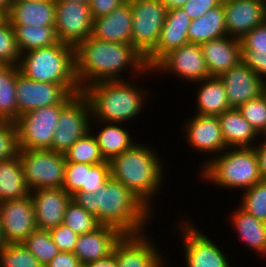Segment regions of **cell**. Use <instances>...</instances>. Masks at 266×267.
Returning <instances> with one entry per match:
<instances>
[{
	"label": "cell",
	"instance_id": "cell-48",
	"mask_svg": "<svg viewBox=\"0 0 266 267\" xmlns=\"http://www.w3.org/2000/svg\"><path fill=\"white\" fill-rule=\"evenodd\" d=\"M242 62L266 82V55H242Z\"/></svg>",
	"mask_w": 266,
	"mask_h": 267
},
{
	"label": "cell",
	"instance_id": "cell-21",
	"mask_svg": "<svg viewBox=\"0 0 266 267\" xmlns=\"http://www.w3.org/2000/svg\"><path fill=\"white\" fill-rule=\"evenodd\" d=\"M30 196L38 229L49 231L63 224L66 207L72 199L63 188L35 189Z\"/></svg>",
	"mask_w": 266,
	"mask_h": 267
},
{
	"label": "cell",
	"instance_id": "cell-54",
	"mask_svg": "<svg viewBox=\"0 0 266 267\" xmlns=\"http://www.w3.org/2000/svg\"><path fill=\"white\" fill-rule=\"evenodd\" d=\"M6 245L7 243L4 239L2 228H1V222H0V250H2Z\"/></svg>",
	"mask_w": 266,
	"mask_h": 267
},
{
	"label": "cell",
	"instance_id": "cell-14",
	"mask_svg": "<svg viewBox=\"0 0 266 267\" xmlns=\"http://www.w3.org/2000/svg\"><path fill=\"white\" fill-rule=\"evenodd\" d=\"M153 73L177 77L194 83L211 77L200 44H187L164 55L152 68ZM179 78V79H178Z\"/></svg>",
	"mask_w": 266,
	"mask_h": 267
},
{
	"label": "cell",
	"instance_id": "cell-25",
	"mask_svg": "<svg viewBox=\"0 0 266 267\" xmlns=\"http://www.w3.org/2000/svg\"><path fill=\"white\" fill-rule=\"evenodd\" d=\"M122 124L123 123L90 121V131L95 136L105 161L110 162L113 158L120 155L125 150L130 149L136 143L134 137L131 135L130 129L124 128ZM93 127L97 129L100 128L94 133Z\"/></svg>",
	"mask_w": 266,
	"mask_h": 267
},
{
	"label": "cell",
	"instance_id": "cell-33",
	"mask_svg": "<svg viewBox=\"0 0 266 267\" xmlns=\"http://www.w3.org/2000/svg\"><path fill=\"white\" fill-rule=\"evenodd\" d=\"M19 67L0 64V120L15 122L18 119L16 78Z\"/></svg>",
	"mask_w": 266,
	"mask_h": 267
},
{
	"label": "cell",
	"instance_id": "cell-13",
	"mask_svg": "<svg viewBox=\"0 0 266 267\" xmlns=\"http://www.w3.org/2000/svg\"><path fill=\"white\" fill-rule=\"evenodd\" d=\"M149 232L122 235L112 252L117 267H168L167 262L170 260L162 255L164 252L160 253L158 244Z\"/></svg>",
	"mask_w": 266,
	"mask_h": 267
},
{
	"label": "cell",
	"instance_id": "cell-52",
	"mask_svg": "<svg viewBox=\"0 0 266 267\" xmlns=\"http://www.w3.org/2000/svg\"><path fill=\"white\" fill-rule=\"evenodd\" d=\"M163 5L166 7V10L170 9H179L182 8L183 5L188 1V0H160Z\"/></svg>",
	"mask_w": 266,
	"mask_h": 267
},
{
	"label": "cell",
	"instance_id": "cell-47",
	"mask_svg": "<svg viewBox=\"0 0 266 267\" xmlns=\"http://www.w3.org/2000/svg\"><path fill=\"white\" fill-rule=\"evenodd\" d=\"M127 0H89L92 18L107 15L124 4Z\"/></svg>",
	"mask_w": 266,
	"mask_h": 267
},
{
	"label": "cell",
	"instance_id": "cell-43",
	"mask_svg": "<svg viewBox=\"0 0 266 267\" xmlns=\"http://www.w3.org/2000/svg\"><path fill=\"white\" fill-rule=\"evenodd\" d=\"M242 55H266V20L241 39Z\"/></svg>",
	"mask_w": 266,
	"mask_h": 267
},
{
	"label": "cell",
	"instance_id": "cell-19",
	"mask_svg": "<svg viewBox=\"0 0 266 267\" xmlns=\"http://www.w3.org/2000/svg\"><path fill=\"white\" fill-rule=\"evenodd\" d=\"M190 24L191 18L182 8L170 9L166 12L158 42L144 57L149 69L173 49L189 44L188 30Z\"/></svg>",
	"mask_w": 266,
	"mask_h": 267
},
{
	"label": "cell",
	"instance_id": "cell-22",
	"mask_svg": "<svg viewBox=\"0 0 266 267\" xmlns=\"http://www.w3.org/2000/svg\"><path fill=\"white\" fill-rule=\"evenodd\" d=\"M122 235L115 227L100 225L92 232L79 235L73 253L83 266L107 258Z\"/></svg>",
	"mask_w": 266,
	"mask_h": 267
},
{
	"label": "cell",
	"instance_id": "cell-39",
	"mask_svg": "<svg viewBox=\"0 0 266 267\" xmlns=\"http://www.w3.org/2000/svg\"><path fill=\"white\" fill-rule=\"evenodd\" d=\"M20 57L13 26L6 17L0 22V64L18 66Z\"/></svg>",
	"mask_w": 266,
	"mask_h": 267
},
{
	"label": "cell",
	"instance_id": "cell-42",
	"mask_svg": "<svg viewBox=\"0 0 266 267\" xmlns=\"http://www.w3.org/2000/svg\"><path fill=\"white\" fill-rule=\"evenodd\" d=\"M19 145L15 122L0 120V161L18 155Z\"/></svg>",
	"mask_w": 266,
	"mask_h": 267
},
{
	"label": "cell",
	"instance_id": "cell-24",
	"mask_svg": "<svg viewBox=\"0 0 266 267\" xmlns=\"http://www.w3.org/2000/svg\"><path fill=\"white\" fill-rule=\"evenodd\" d=\"M132 11L128 1L111 13L93 19L91 36L99 40L131 44Z\"/></svg>",
	"mask_w": 266,
	"mask_h": 267
},
{
	"label": "cell",
	"instance_id": "cell-1",
	"mask_svg": "<svg viewBox=\"0 0 266 267\" xmlns=\"http://www.w3.org/2000/svg\"><path fill=\"white\" fill-rule=\"evenodd\" d=\"M74 60L75 77L81 90L97 82L127 80L123 71L132 79L139 78L148 69L144 56L132 44L108 42L92 36L74 48Z\"/></svg>",
	"mask_w": 266,
	"mask_h": 267
},
{
	"label": "cell",
	"instance_id": "cell-45",
	"mask_svg": "<svg viewBox=\"0 0 266 267\" xmlns=\"http://www.w3.org/2000/svg\"><path fill=\"white\" fill-rule=\"evenodd\" d=\"M53 242L59 251L73 252L76 241L79 237L74 231L64 224L49 230Z\"/></svg>",
	"mask_w": 266,
	"mask_h": 267
},
{
	"label": "cell",
	"instance_id": "cell-2",
	"mask_svg": "<svg viewBox=\"0 0 266 267\" xmlns=\"http://www.w3.org/2000/svg\"><path fill=\"white\" fill-rule=\"evenodd\" d=\"M72 200L93 214L101 225L115 227L122 234L145 232L154 220L152 217H157L137 195L112 177L96 194L77 191Z\"/></svg>",
	"mask_w": 266,
	"mask_h": 267
},
{
	"label": "cell",
	"instance_id": "cell-53",
	"mask_svg": "<svg viewBox=\"0 0 266 267\" xmlns=\"http://www.w3.org/2000/svg\"><path fill=\"white\" fill-rule=\"evenodd\" d=\"M12 0H0V10L7 16Z\"/></svg>",
	"mask_w": 266,
	"mask_h": 267
},
{
	"label": "cell",
	"instance_id": "cell-34",
	"mask_svg": "<svg viewBox=\"0 0 266 267\" xmlns=\"http://www.w3.org/2000/svg\"><path fill=\"white\" fill-rule=\"evenodd\" d=\"M66 162L84 163L96 165L106 162L102 156L95 136L91 131L87 132L83 137L79 138L64 153Z\"/></svg>",
	"mask_w": 266,
	"mask_h": 267
},
{
	"label": "cell",
	"instance_id": "cell-10",
	"mask_svg": "<svg viewBox=\"0 0 266 267\" xmlns=\"http://www.w3.org/2000/svg\"><path fill=\"white\" fill-rule=\"evenodd\" d=\"M66 105H49L32 110L15 121L19 150L50 149L61 110Z\"/></svg>",
	"mask_w": 266,
	"mask_h": 267
},
{
	"label": "cell",
	"instance_id": "cell-15",
	"mask_svg": "<svg viewBox=\"0 0 266 267\" xmlns=\"http://www.w3.org/2000/svg\"><path fill=\"white\" fill-rule=\"evenodd\" d=\"M89 3L55 0V33L58 41L74 48L92 34Z\"/></svg>",
	"mask_w": 266,
	"mask_h": 267
},
{
	"label": "cell",
	"instance_id": "cell-51",
	"mask_svg": "<svg viewBox=\"0 0 266 267\" xmlns=\"http://www.w3.org/2000/svg\"><path fill=\"white\" fill-rule=\"evenodd\" d=\"M85 267H117L115 255L112 253L107 258L100 259L84 265Z\"/></svg>",
	"mask_w": 266,
	"mask_h": 267
},
{
	"label": "cell",
	"instance_id": "cell-7",
	"mask_svg": "<svg viewBox=\"0 0 266 267\" xmlns=\"http://www.w3.org/2000/svg\"><path fill=\"white\" fill-rule=\"evenodd\" d=\"M178 218L176 222V232L182 243L184 263L186 267H233L232 260L229 259L227 253L221 248L220 242L217 244L212 240V236L204 234L199 230L195 221L193 222L187 216ZM189 219V220H188ZM195 223V224H194ZM179 227V228H178ZM198 227V228H197ZM184 266V267H185Z\"/></svg>",
	"mask_w": 266,
	"mask_h": 267
},
{
	"label": "cell",
	"instance_id": "cell-6",
	"mask_svg": "<svg viewBox=\"0 0 266 267\" xmlns=\"http://www.w3.org/2000/svg\"><path fill=\"white\" fill-rule=\"evenodd\" d=\"M18 67L21 74L35 82L78 85L74 47L65 43L22 53Z\"/></svg>",
	"mask_w": 266,
	"mask_h": 267
},
{
	"label": "cell",
	"instance_id": "cell-5",
	"mask_svg": "<svg viewBox=\"0 0 266 267\" xmlns=\"http://www.w3.org/2000/svg\"><path fill=\"white\" fill-rule=\"evenodd\" d=\"M198 170L202 182L224 190L242 192L262 180L254 147L226 148Z\"/></svg>",
	"mask_w": 266,
	"mask_h": 267
},
{
	"label": "cell",
	"instance_id": "cell-36",
	"mask_svg": "<svg viewBox=\"0 0 266 267\" xmlns=\"http://www.w3.org/2000/svg\"><path fill=\"white\" fill-rule=\"evenodd\" d=\"M63 224L77 235L92 232L101 225L93 214L87 212L72 199L66 207Z\"/></svg>",
	"mask_w": 266,
	"mask_h": 267
},
{
	"label": "cell",
	"instance_id": "cell-9",
	"mask_svg": "<svg viewBox=\"0 0 266 267\" xmlns=\"http://www.w3.org/2000/svg\"><path fill=\"white\" fill-rule=\"evenodd\" d=\"M18 117L49 105H67L78 93L79 85H58L35 82L19 73L16 78Z\"/></svg>",
	"mask_w": 266,
	"mask_h": 267
},
{
	"label": "cell",
	"instance_id": "cell-17",
	"mask_svg": "<svg viewBox=\"0 0 266 267\" xmlns=\"http://www.w3.org/2000/svg\"><path fill=\"white\" fill-rule=\"evenodd\" d=\"M0 222L7 244L22 243L37 228L31 196L1 202Z\"/></svg>",
	"mask_w": 266,
	"mask_h": 267
},
{
	"label": "cell",
	"instance_id": "cell-27",
	"mask_svg": "<svg viewBox=\"0 0 266 267\" xmlns=\"http://www.w3.org/2000/svg\"><path fill=\"white\" fill-rule=\"evenodd\" d=\"M6 17L11 25L55 26V0H12Z\"/></svg>",
	"mask_w": 266,
	"mask_h": 267
},
{
	"label": "cell",
	"instance_id": "cell-49",
	"mask_svg": "<svg viewBox=\"0 0 266 267\" xmlns=\"http://www.w3.org/2000/svg\"><path fill=\"white\" fill-rule=\"evenodd\" d=\"M73 252L60 251L45 267H81Z\"/></svg>",
	"mask_w": 266,
	"mask_h": 267
},
{
	"label": "cell",
	"instance_id": "cell-35",
	"mask_svg": "<svg viewBox=\"0 0 266 267\" xmlns=\"http://www.w3.org/2000/svg\"><path fill=\"white\" fill-rule=\"evenodd\" d=\"M22 243L43 267L60 252L50 232L43 229L36 228Z\"/></svg>",
	"mask_w": 266,
	"mask_h": 267
},
{
	"label": "cell",
	"instance_id": "cell-3",
	"mask_svg": "<svg viewBox=\"0 0 266 267\" xmlns=\"http://www.w3.org/2000/svg\"><path fill=\"white\" fill-rule=\"evenodd\" d=\"M150 145L151 142L146 145L136 141L130 149L125 150L109 163L111 177L124 184L153 212H156L157 209L153 207H155V200L157 201L156 197L165 189L163 187L167 181L165 164L168 163L163 162L161 153L158 154V150Z\"/></svg>",
	"mask_w": 266,
	"mask_h": 267
},
{
	"label": "cell",
	"instance_id": "cell-30",
	"mask_svg": "<svg viewBox=\"0 0 266 267\" xmlns=\"http://www.w3.org/2000/svg\"><path fill=\"white\" fill-rule=\"evenodd\" d=\"M227 36L223 3L208 10L205 15L191 20L188 30L190 44H202L212 39Z\"/></svg>",
	"mask_w": 266,
	"mask_h": 267
},
{
	"label": "cell",
	"instance_id": "cell-29",
	"mask_svg": "<svg viewBox=\"0 0 266 267\" xmlns=\"http://www.w3.org/2000/svg\"><path fill=\"white\" fill-rule=\"evenodd\" d=\"M193 84L198 85L195 97L197 111L194 114L218 116L231 109L225 87L219 77L211 76Z\"/></svg>",
	"mask_w": 266,
	"mask_h": 267
},
{
	"label": "cell",
	"instance_id": "cell-56",
	"mask_svg": "<svg viewBox=\"0 0 266 267\" xmlns=\"http://www.w3.org/2000/svg\"><path fill=\"white\" fill-rule=\"evenodd\" d=\"M6 18V15L0 10V22Z\"/></svg>",
	"mask_w": 266,
	"mask_h": 267
},
{
	"label": "cell",
	"instance_id": "cell-32",
	"mask_svg": "<svg viewBox=\"0 0 266 267\" xmlns=\"http://www.w3.org/2000/svg\"><path fill=\"white\" fill-rule=\"evenodd\" d=\"M20 53L57 44L55 26L12 25Z\"/></svg>",
	"mask_w": 266,
	"mask_h": 267
},
{
	"label": "cell",
	"instance_id": "cell-18",
	"mask_svg": "<svg viewBox=\"0 0 266 267\" xmlns=\"http://www.w3.org/2000/svg\"><path fill=\"white\" fill-rule=\"evenodd\" d=\"M218 77L225 87L231 108L261 97L266 91V82L242 61Z\"/></svg>",
	"mask_w": 266,
	"mask_h": 267
},
{
	"label": "cell",
	"instance_id": "cell-40",
	"mask_svg": "<svg viewBox=\"0 0 266 267\" xmlns=\"http://www.w3.org/2000/svg\"><path fill=\"white\" fill-rule=\"evenodd\" d=\"M237 109L259 135L266 130V91L261 97L249 100Z\"/></svg>",
	"mask_w": 266,
	"mask_h": 267
},
{
	"label": "cell",
	"instance_id": "cell-58",
	"mask_svg": "<svg viewBox=\"0 0 266 267\" xmlns=\"http://www.w3.org/2000/svg\"><path fill=\"white\" fill-rule=\"evenodd\" d=\"M23 1H27V2H32V1H33V2H34V1H35V2H39V1H44V0H23Z\"/></svg>",
	"mask_w": 266,
	"mask_h": 267
},
{
	"label": "cell",
	"instance_id": "cell-55",
	"mask_svg": "<svg viewBox=\"0 0 266 267\" xmlns=\"http://www.w3.org/2000/svg\"><path fill=\"white\" fill-rule=\"evenodd\" d=\"M65 1H70L74 3H89V0H65Z\"/></svg>",
	"mask_w": 266,
	"mask_h": 267
},
{
	"label": "cell",
	"instance_id": "cell-8",
	"mask_svg": "<svg viewBox=\"0 0 266 267\" xmlns=\"http://www.w3.org/2000/svg\"><path fill=\"white\" fill-rule=\"evenodd\" d=\"M29 189L62 188L66 159L50 149H27L18 152Z\"/></svg>",
	"mask_w": 266,
	"mask_h": 267
},
{
	"label": "cell",
	"instance_id": "cell-46",
	"mask_svg": "<svg viewBox=\"0 0 266 267\" xmlns=\"http://www.w3.org/2000/svg\"><path fill=\"white\" fill-rule=\"evenodd\" d=\"M223 0H188L182 7L185 13L194 20L222 4Z\"/></svg>",
	"mask_w": 266,
	"mask_h": 267
},
{
	"label": "cell",
	"instance_id": "cell-12",
	"mask_svg": "<svg viewBox=\"0 0 266 267\" xmlns=\"http://www.w3.org/2000/svg\"><path fill=\"white\" fill-rule=\"evenodd\" d=\"M91 109L87 98L78 93L62 110L53 135L51 151L65 153L90 131Z\"/></svg>",
	"mask_w": 266,
	"mask_h": 267
},
{
	"label": "cell",
	"instance_id": "cell-23",
	"mask_svg": "<svg viewBox=\"0 0 266 267\" xmlns=\"http://www.w3.org/2000/svg\"><path fill=\"white\" fill-rule=\"evenodd\" d=\"M210 76H219L242 61L240 39L225 36L201 44Z\"/></svg>",
	"mask_w": 266,
	"mask_h": 267
},
{
	"label": "cell",
	"instance_id": "cell-4",
	"mask_svg": "<svg viewBox=\"0 0 266 267\" xmlns=\"http://www.w3.org/2000/svg\"><path fill=\"white\" fill-rule=\"evenodd\" d=\"M154 74L147 69L140 79L102 81L84 87L81 93L87 98L91 109V121L124 123L127 125L140 117L150 96L147 88L139 85L145 75ZM144 77V78H143ZM131 80V81H130ZM140 81V83H136ZM135 81V82H134ZM142 87V88H141Z\"/></svg>",
	"mask_w": 266,
	"mask_h": 267
},
{
	"label": "cell",
	"instance_id": "cell-16",
	"mask_svg": "<svg viewBox=\"0 0 266 267\" xmlns=\"http://www.w3.org/2000/svg\"><path fill=\"white\" fill-rule=\"evenodd\" d=\"M181 129H183L184 139L192 151L203 153L208 158L200 164V169L215 157L221 154L227 147L222 136L220 122L217 116L190 115ZM213 155V156H212ZM212 156V157H211Z\"/></svg>",
	"mask_w": 266,
	"mask_h": 267
},
{
	"label": "cell",
	"instance_id": "cell-31",
	"mask_svg": "<svg viewBox=\"0 0 266 267\" xmlns=\"http://www.w3.org/2000/svg\"><path fill=\"white\" fill-rule=\"evenodd\" d=\"M19 155L0 161V203L30 196Z\"/></svg>",
	"mask_w": 266,
	"mask_h": 267
},
{
	"label": "cell",
	"instance_id": "cell-57",
	"mask_svg": "<svg viewBox=\"0 0 266 267\" xmlns=\"http://www.w3.org/2000/svg\"><path fill=\"white\" fill-rule=\"evenodd\" d=\"M260 136H261V138L266 139V130Z\"/></svg>",
	"mask_w": 266,
	"mask_h": 267
},
{
	"label": "cell",
	"instance_id": "cell-11",
	"mask_svg": "<svg viewBox=\"0 0 266 267\" xmlns=\"http://www.w3.org/2000/svg\"><path fill=\"white\" fill-rule=\"evenodd\" d=\"M132 11V46L146 56L157 44L166 7L160 0H127Z\"/></svg>",
	"mask_w": 266,
	"mask_h": 267
},
{
	"label": "cell",
	"instance_id": "cell-44",
	"mask_svg": "<svg viewBox=\"0 0 266 267\" xmlns=\"http://www.w3.org/2000/svg\"><path fill=\"white\" fill-rule=\"evenodd\" d=\"M85 164L66 162L65 178L62 188L73 196L84 184Z\"/></svg>",
	"mask_w": 266,
	"mask_h": 267
},
{
	"label": "cell",
	"instance_id": "cell-28",
	"mask_svg": "<svg viewBox=\"0 0 266 267\" xmlns=\"http://www.w3.org/2000/svg\"><path fill=\"white\" fill-rule=\"evenodd\" d=\"M226 147H254L261 136L247 122L237 108L226 110L217 116Z\"/></svg>",
	"mask_w": 266,
	"mask_h": 267
},
{
	"label": "cell",
	"instance_id": "cell-38",
	"mask_svg": "<svg viewBox=\"0 0 266 267\" xmlns=\"http://www.w3.org/2000/svg\"><path fill=\"white\" fill-rule=\"evenodd\" d=\"M0 267L43 266L23 243H11L0 250Z\"/></svg>",
	"mask_w": 266,
	"mask_h": 267
},
{
	"label": "cell",
	"instance_id": "cell-50",
	"mask_svg": "<svg viewBox=\"0 0 266 267\" xmlns=\"http://www.w3.org/2000/svg\"><path fill=\"white\" fill-rule=\"evenodd\" d=\"M260 175L263 180H266V139L261 138V140L254 146Z\"/></svg>",
	"mask_w": 266,
	"mask_h": 267
},
{
	"label": "cell",
	"instance_id": "cell-20",
	"mask_svg": "<svg viewBox=\"0 0 266 267\" xmlns=\"http://www.w3.org/2000/svg\"><path fill=\"white\" fill-rule=\"evenodd\" d=\"M226 32L241 39L265 20L266 0H223Z\"/></svg>",
	"mask_w": 266,
	"mask_h": 267
},
{
	"label": "cell",
	"instance_id": "cell-37",
	"mask_svg": "<svg viewBox=\"0 0 266 267\" xmlns=\"http://www.w3.org/2000/svg\"><path fill=\"white\" fill-rule=\"evenodd\" d=\"M240 204L247 213L256 219L266 222V180H261L241 192Z\"/></svg>",
	"mask_w": 266,
	"mask_h": 267
},
{
	"label": "cell",
	"instance_id": "cell-41",
	"mask_svg": "<svg viewBox=\"0 0 266 267\" xmlns=\"http://www.w3.org/2000/svg\"><path fill=\"white\" fill-rule=\"evenodd\" d=\"M110 177V163L108 161L96 165L85 164L84 184L78 191L96 194Z\"/></svg>",
	"mask_w": 266,
	"mask_h": 267
},
{
	"label": "cell",
	"instance_id": "cell-26",
	"mask_svg": "<svg viewBox=\"0 0 266 267\" xmlns=\"http://www.w3.org/2000/svg\"><path fill=\"white\" fill-rule=\"evenodd\" d=\"M237 210H233L228 215L234 227L235 233L238 234L239 239L244 246L250 247L251 251H254L259 258L265 260L266 258V222L256 219L253 215L247 213L239 205ZM261 256V257H260Z\"/></svg>",
	"mask_w": 266,
	"mask_h": 267
}]
</instances>
